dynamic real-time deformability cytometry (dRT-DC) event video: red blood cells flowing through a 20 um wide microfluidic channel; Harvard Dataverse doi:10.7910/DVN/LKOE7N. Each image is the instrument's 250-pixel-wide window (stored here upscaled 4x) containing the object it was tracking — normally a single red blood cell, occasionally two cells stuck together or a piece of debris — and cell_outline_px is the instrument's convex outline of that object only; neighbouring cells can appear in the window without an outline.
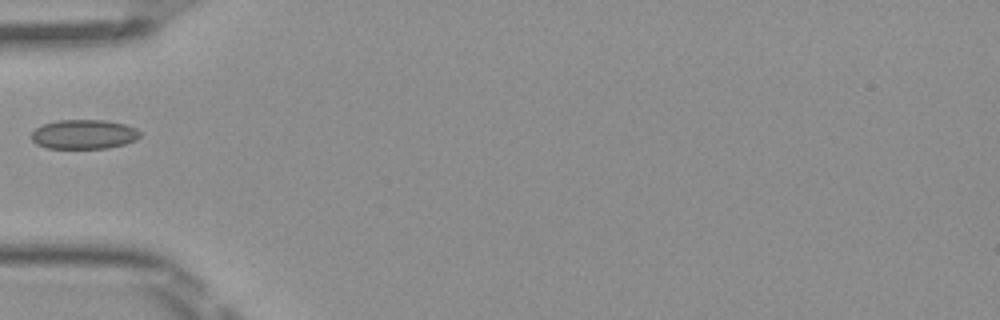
{"species": "Egyptian fruit bat (a non-hibernating species)", "species_latin": "Rousettus aegyptiacus", "temperature_condition": "room temperature", "stored_images_in_passage": 34, "camera_frame_rate_fps": 3000, "um_per_image_px": 0.085, "frame": {"image": 1, "passage_image": 1, "time_ms": 0.0, "image_size_px": [1000, 320], "cell_outline_px": [[140, 136], [136, 140], [124, 144], [108, 148], [48, 148], [36, 144], [32, 140], [32, 132], [36, 128], [44, 124], [56, 120], [108, 120], [124, 124], [136, 128], [140, 132]], "centroid_in_image_um": [7.14, 11.41], "position_along_channel_um": 77.9, "area_um2": 18.61}}
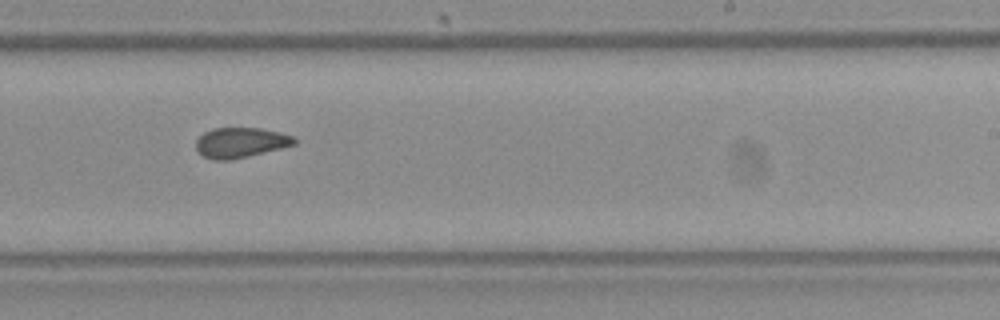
{"frame": {"image": 2, "passage_image": 15, "time_ms": 4.667, "image_size_px": [1000, 320], "cell_outline_px": [[296, 144], [232, 160], [212, 160], [196, 152], [196, 140], [204, 132], [212, 128], [260, 128], [280, 132], [296, 136]], "centroid_in_image_um": [20.44, 12.12], "position_along_channel_um": 268.6, "area_um2": 17.4}}
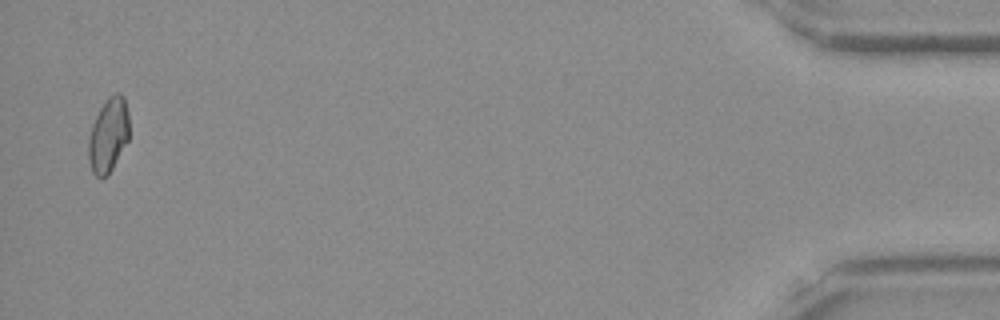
{"frame": {"image": 3, "passage_image": 33, "time_ms": 10.667, "image_size_px": [1000, 320], "cell_outline_px": [[128, 140], [108, 176], [96, 176], [92, 172], [88, 160], [88, 140], [92, 124], [100, 108], [108, 96], [116, 92], [120, 92], [124, 96], [128, 112]], "centroid_in_image_um": [9.2, 11.46], "position_along_channel_um": 426.0, "area_um2": 17.69}}